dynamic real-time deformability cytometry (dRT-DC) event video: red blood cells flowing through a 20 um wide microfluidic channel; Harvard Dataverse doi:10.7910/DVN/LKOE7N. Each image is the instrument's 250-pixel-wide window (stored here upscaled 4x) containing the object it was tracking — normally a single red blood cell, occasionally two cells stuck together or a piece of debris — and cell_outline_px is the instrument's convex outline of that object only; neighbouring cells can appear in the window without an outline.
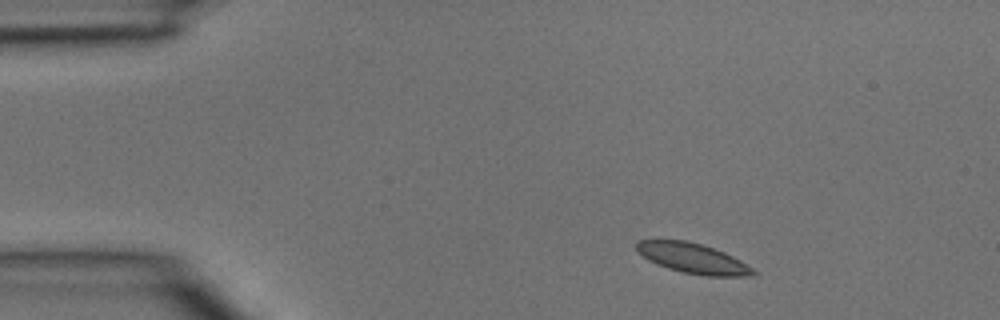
{"species": "common noctule bat (a hibernating species)", "species_latin": "Nyctalus noctula", "temperature_condition": "room temperature", "stored_images_in_passage": 3, "segment_of_instrument_passage": [1, 2], "camera_frame_rate_fps": 3000, "um_per_image_px": 0.085, "animal": {"sex": "male", "body_mass_g": 15.6}, "frame": {"image": 1, "passage_image": 1, "time_ms": 0.0, "image_size_px": [1000, 320], "cell_outline_px": [[760, 272], [756, 276], [704, 276], [684, 272], [668, 268], [648, 260], [636, 248], [636, 240], [688, 240], [724, 252], [740, 260]], "centroid_in_image_um": [58.95, 21.97], "position_along_channel_um": 26.0, "area_um2": 20.4}}